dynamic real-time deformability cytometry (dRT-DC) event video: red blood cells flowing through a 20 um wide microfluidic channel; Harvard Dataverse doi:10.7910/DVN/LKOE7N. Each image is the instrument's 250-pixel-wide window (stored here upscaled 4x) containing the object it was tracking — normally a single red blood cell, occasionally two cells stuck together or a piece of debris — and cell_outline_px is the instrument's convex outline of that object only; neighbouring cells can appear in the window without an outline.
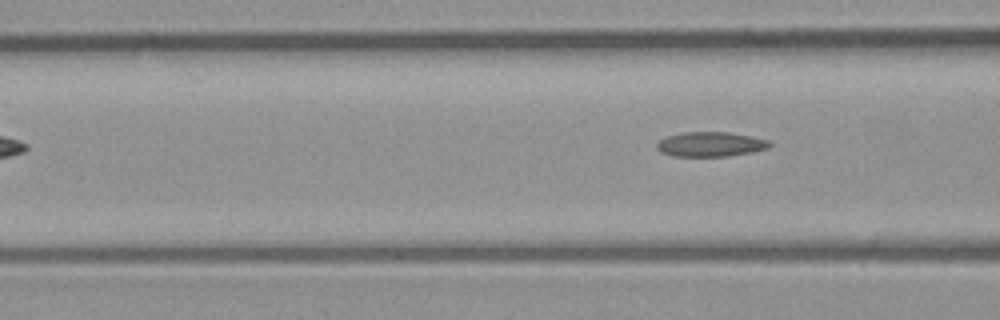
{"species": "common noctule bat (a hibernating species)", "species_latin": "Nyctalus noctula", "temperature_condition": "room temperature", "stored_images_in_passage": 5, "camera_frame_rate_fps": 3000, "um_per_image_px": 0.085, "animal": {"sex": "male", "body_mass_g": 23.1, "forearm_length_mm": 52.7}, "frame": {"image": 1, "passage_image": 5, "time_ms": 1.333, "image_size_px": [1000, 320], "cell_outline_px": [[772, 144], [768, 148], [752, 152], [728, 156], [672, 156], [660, 152], [656, 148], [656, 144], [660, 140], [668, 136], [680, 132], [728, 132], [752, 136], [768, 140]], "centroid_in_image_um": [60.38, 12.26], "position_along_channel_um": 106.2, "area_um2": 16.3}}